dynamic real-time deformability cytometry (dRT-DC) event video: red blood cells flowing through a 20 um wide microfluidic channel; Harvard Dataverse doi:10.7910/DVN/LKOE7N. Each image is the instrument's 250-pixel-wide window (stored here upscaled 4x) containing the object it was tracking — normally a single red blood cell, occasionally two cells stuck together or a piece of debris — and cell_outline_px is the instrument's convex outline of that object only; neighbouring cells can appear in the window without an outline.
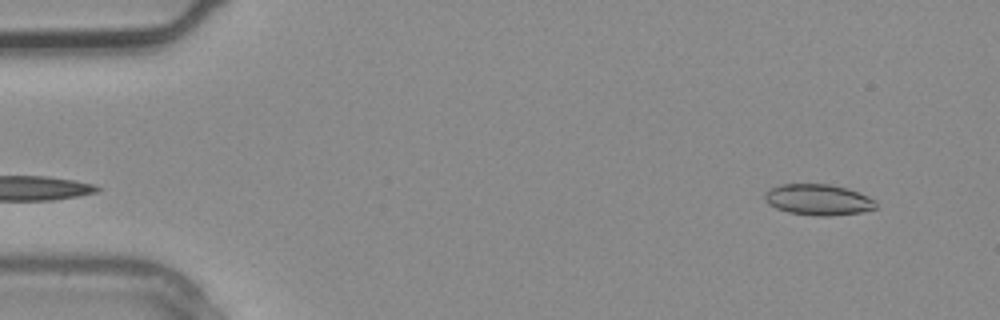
{"species": "common noctule bat (a hibernating species)", "species_latin": "Nyctalus noctula", "temperature_condition": "warm", "stored_images_in_passage": 2, "camera_frame_rate_fps": 3000, "um_per_image_px": 0.085, "animal": {"sex": "male", "body_mass_g": 20.4}, "frame": {"image": 1, "passage_image": 2, "time_ms": 0.333, "image_size_px": [1000, 320], "cell_outline_px": [[876, 208], [860, 212], [828, 216], [816, 216], [788, 212], [776, 208], [768, 204], [764, 200], [764, 192], [768, 188], [780, 184], [828, 184], [848, 188], [868, 196], [876, 200]], "centroid_in_image_um": [69.51, 16.96], "position_along_channel_um": 15.5, "area_um2": 20.23}}